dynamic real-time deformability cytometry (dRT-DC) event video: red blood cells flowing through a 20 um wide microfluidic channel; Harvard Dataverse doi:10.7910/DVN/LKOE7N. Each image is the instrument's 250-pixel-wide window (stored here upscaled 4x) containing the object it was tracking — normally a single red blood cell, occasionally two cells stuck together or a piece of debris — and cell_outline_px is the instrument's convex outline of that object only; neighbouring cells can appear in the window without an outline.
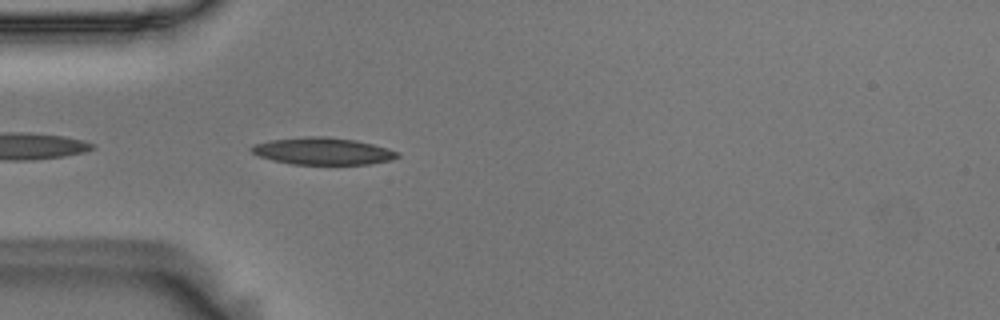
{"species": "Egyptian fruit bat (a non-hibernating species)", "species_latin": "Rousettus aegyptiacus", "temperature_condition": "room temperature", "stored_images_in_passage": 7, "camera_frame_rate_fps": 3000, "um_per_image_px": 0.085, "animal": {"sex": "male"}, "frame": {"image": 1, "passage_image": 2, "time_ms": 0.333, "image_size_px": [1000, 320], "cell_outline_px": [[400, 156], [392, 160], [368, 164], [292, 164], [272, 160], [260, 156], [252, 152], [248, 148], [252, 144], [272, 140], [304, 136], [328, 136], [356, 140], [388, 148], [400, 152]], "centroid_in_image_um": [27.45, 12.84], "position_along_channel_um": 57.6, "area_um2": 23.18}}